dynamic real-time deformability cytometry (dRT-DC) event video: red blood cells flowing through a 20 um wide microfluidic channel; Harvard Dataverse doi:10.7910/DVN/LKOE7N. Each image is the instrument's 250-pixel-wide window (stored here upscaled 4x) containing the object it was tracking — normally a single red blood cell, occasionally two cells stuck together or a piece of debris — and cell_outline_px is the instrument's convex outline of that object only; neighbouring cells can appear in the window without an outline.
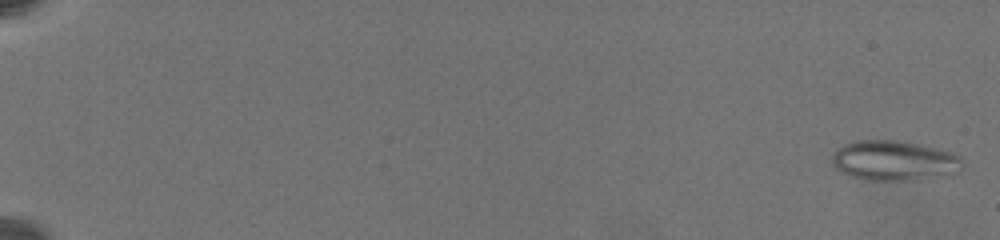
{"species": "common noctule bat (a hibernating species)", "species_latin": "Nyctalus noctula", "temperature_condition": "warm", "stored_images_in_passage": 45, "camera_frame_rate_fps": 3000, "um_per_image_px": 0.085, "animal": {"sex": "female", "body_mass_g": 19.5, "forearm_length_mm": 54.1}, "frame": {"image": 1, "passage_image": 2, "time_ms": 0.333, "image_size_px": [1000, 240], "cell_outline_px": [[960, 172], [904, 180], [868, 180], [848, 176], [840, 172], [832, 164], [832, 156], [836, 148], [844, 144], [856, 140], [896, 140], [920, 144], [948, 152], [960, 156]], "centroid_in_image_um": [75.9, 13.64], "position_along_channel_um": 9.1, "area_um2": 30.0}}
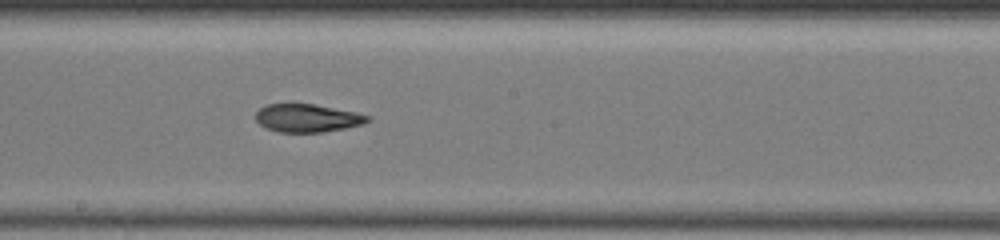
{"frame": {"image": 2, "passage_image": 33, "time_ms": 13.0, "image_size_px": [1000, 240], "cell_outline_px": [[372, 120], [360, 124], [344, 128], [320, 132], [276, 132], [264, 128], [256, 120], [256, 112], [260, 108], [268, 104], [312, 104], [356, 112], [368, 116]], "centroid_in_image_um": [26.08, 10.04], "position_along_channel_um": 222.1, "area_um2": 18.09}}
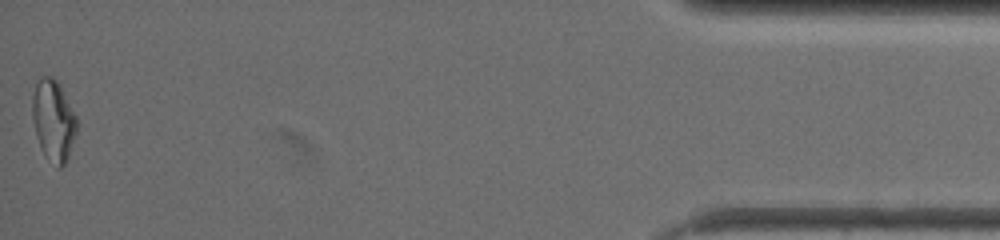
{"frame": {"image": 3, "passage_image": 45, "time_ms": 21.333, "image_size_px": [1000, 240], "cell_outline_px": [[76, 136], [68, 156], [64, 164], [60, 168], [56, 168], [44, 156], [36, 136], [32, 120], [32, 96], [36, 84], [40, 76], [52, 76], [60, 84], [76, 116]], "centroid_in_image_um": [4.52, 10.25], "position_along_channel_um": 430.7, "area_um2": 21.21}, "authors_computed_cell_mechanics": {"area_um2": 21.9062, "velocity_mm_per_s": 3.4263, "shape_relaxation_time_tau1_ms": null, "shape_relaxation_time_tau2_ms": 3.6659, "deformation_change_tau1": null, "deformation_change_tau2": 0.1029}}